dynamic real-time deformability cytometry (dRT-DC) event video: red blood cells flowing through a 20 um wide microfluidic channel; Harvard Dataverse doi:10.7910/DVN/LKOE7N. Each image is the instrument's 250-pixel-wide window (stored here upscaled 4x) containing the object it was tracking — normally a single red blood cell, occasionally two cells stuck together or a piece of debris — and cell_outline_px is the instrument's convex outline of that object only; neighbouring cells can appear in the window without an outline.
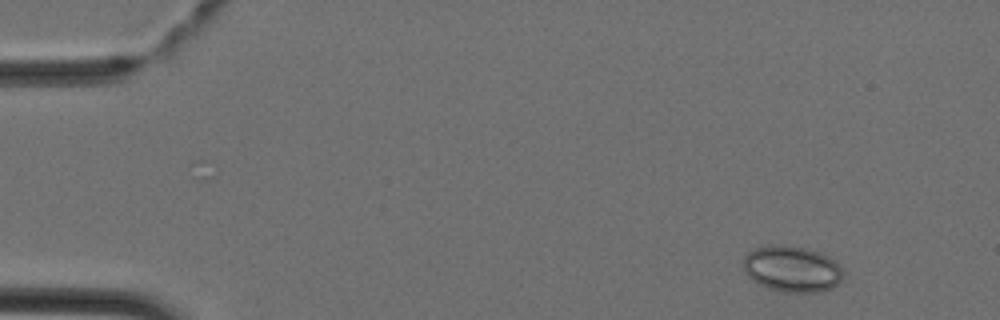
{"species": "Egyptian fruit bat (a non-hibernating species)", "species_latin": "Rousettus aegyptiacus", "temperature_condition": "cold", "stored_images_in_passage": 4, "camera_frame_rate_fps": 3000, "um_per_image_px": 0.085, "animal": {"sex": "female"}, "frame": {"image": 1, "passage_image": 1, "time_ms": 0.0, "image_size_px": [1000, 320], "cell_outline_px": [[840, 280], [832, 288], [820, 292], [784, 292], [760, 284], [748, 276], [744, 272], [744, 256], [748, 252], [756, 248], [772, 244], [780, 244], [804, 248], [820, 252], [828, 256], [840, 268]], "centroid_in_image_um": [67.28, 22.84], "position_along_channel_um": 17.7, "area_um2": 26.36}}